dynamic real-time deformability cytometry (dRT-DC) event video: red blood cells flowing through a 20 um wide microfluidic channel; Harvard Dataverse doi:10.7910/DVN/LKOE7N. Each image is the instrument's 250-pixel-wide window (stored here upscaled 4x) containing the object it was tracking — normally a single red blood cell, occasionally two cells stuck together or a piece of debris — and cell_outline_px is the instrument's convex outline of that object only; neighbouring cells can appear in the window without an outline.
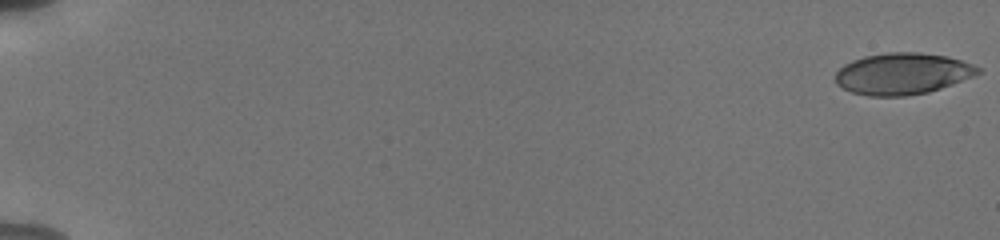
{"species": "human", "species_latin": "Homo sapiens", "temperature_condition": "cold", "stored_images_in_passage": 56, "camera_frame_rate_fps": 3000, "um_per_image_px": 0.085, "donor": {"sex": "male"}, "frame": {"image": 1, "passage_image": 1, "time_ms": 0.0, "image_size_px": [1000, 240], "cell_outline_px": [[984, 72], [952, 84], [928, 92], [904, 96], [868, 96], [852, 92], [836, 84], [836, 72], [844, 64], [852, 60], [864, 56], [888, 52], [916, 52], [948, 56], [972, 64], [980, 68]], "centroid_in_image_um": [76.72, 6.26], "position_along_channel_um": 8.3, "area_um2": 34.45}}
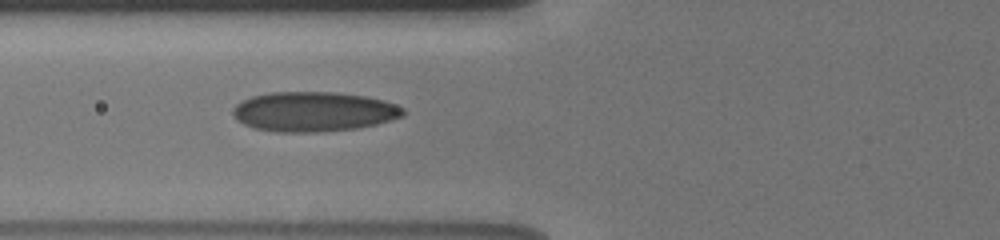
{"frame": {"image": 2, "passage_image": 24, "time_ms": 7.667, "image_size_px": [1000, 240], "cell_outline_px": [[404, 116], [376, 124], [356, 128], [320, 132], [276, 132], [252, 128], [236, 120], [232, 116], [232, 108], [236, 104], [252, 96], [272, 92], [336, 92], [364, 96], [384, 100], [404, 108]], "centroid_in_image_um": [26.63, 9.49], "position_along_channel_um": 99.2, "area_um2": 39.59}}
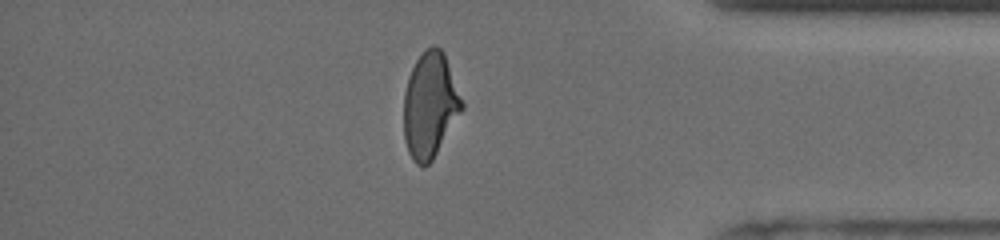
{"frame": {"image": 3, "passage_image": 49, "time_ms": 16.0, "image_size_px": [1000, 240], "cell_outline_px": [[464, 108], [432, 160], [424, 168], [416, 164], [412, 160], [408, 152], [404, 140], [404, 92], [408, 76], [416, 60], [432, 44], [436, 44], [444, 52], [464, 104]], "centroid_in_image_um": [36.54, 8.96], "position_along_channel_um": 398.7, "area_um2": 35.78}, "authors_computed_cell_mechanics": {"area_um2": 35.8649, "velocity_mm_per_s": 3.8237, "shape_relaxation_time_tau1_ms": 4.5418, "shape_relaxation_time_tau2_ms": 1.1807, "deformation_change_tau1": 0.1606, "deformation_change_tau2": 0.0814}}